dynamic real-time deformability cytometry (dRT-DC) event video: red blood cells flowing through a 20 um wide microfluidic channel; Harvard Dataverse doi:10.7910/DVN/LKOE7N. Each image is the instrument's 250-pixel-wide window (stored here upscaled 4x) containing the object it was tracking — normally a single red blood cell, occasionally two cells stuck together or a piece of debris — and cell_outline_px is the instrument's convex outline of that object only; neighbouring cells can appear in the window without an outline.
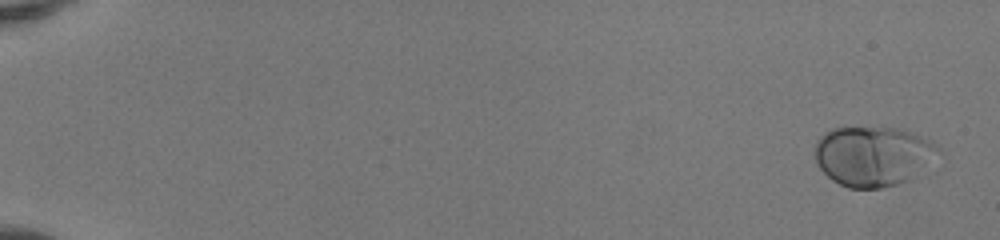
{"species": "human", "species_latin": "Homo sapiens", "temperature_condition": "room temperature", "stored_images_in_passage": 53, "camera_frame_rate_fps": 3000, "um_per_image_px": 0.085, "donor": {"sex": "female"}, "frame": {"image": 1, "passage_image": 3, "time_ms": 0.667, "image_size_px": [1000, 240], "cell_outline_px": [[940, 148], [908, 180], [896, 184], [880, 188], [848, 188], [832, 180], [820, 168], [816, 160], [816, 140], [824, 132], [832, 128], [892, 128], [908, 132], [932, 140]], "centroid_in_image_um": [74.12, 13.26], "position_along_channel_um": 10.9, "area_um2": 41.96}}
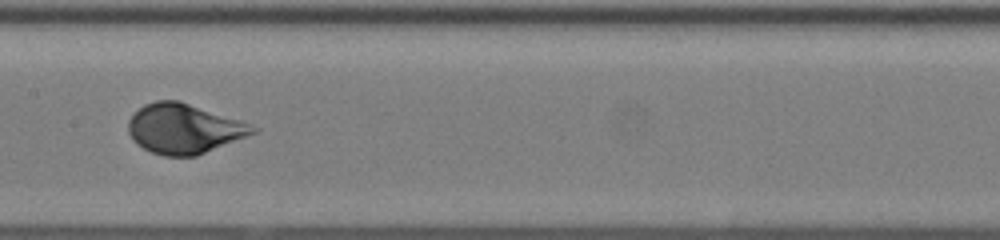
{"frame": {"image": 2, "passage_image": 30, "time_ms": 9.667, "image_size_px": [1000, 240], "cell_outline_px": [[260, 132], [196, 156], [164, 156], [152, 152], [136, 144], [128, 132], [128, 120], [144, 104], [156, 100], [180, 100], [252, 124], [260, 128]], "centroid_in_image_um": [15.69, 10.94], "position_along_channel_um": 191.7, "area_um2": 36.41}}
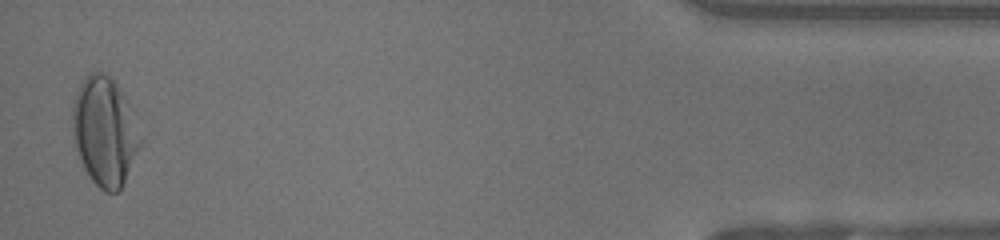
{"frame": {"image": 3, "passage_image": 52, "time_ms": 17.0, "image_size_px": [1000, 240], "cell_outline_px": [[144, 140], [124, 184], [116, 192], [104, 192], [92, 180], [84, 168], [80, 160], [76, 148], [72, 132], [72, 108], [76, 92], [84, 76], [88, 72], [100, 72], [108, 76], [116, 84]], "centroid_in_image_um": [8.88, 11.21], "position_along_channel_um": 426.3, "area_um2": 42.66}, "authors_computed_cell_mechanics": {"area_um2": 36.414, "velocity_mm_per_s": 4.1252, "shape_relaxation_time_tau1_ms": 3.0348, "shape_relaxation_time_tau2_ms": null, "deformation_change_tau1": 0.1558, "deformation_change_tau2": null}}